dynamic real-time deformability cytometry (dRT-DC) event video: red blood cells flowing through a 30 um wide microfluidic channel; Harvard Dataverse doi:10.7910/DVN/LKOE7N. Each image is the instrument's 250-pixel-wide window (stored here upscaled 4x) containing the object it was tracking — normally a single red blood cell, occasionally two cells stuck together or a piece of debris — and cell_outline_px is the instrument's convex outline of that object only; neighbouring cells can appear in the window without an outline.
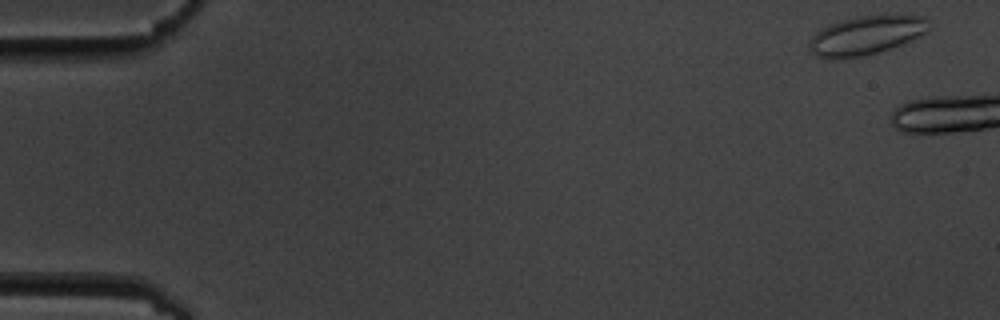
{"species": "common noctule bat (a hibernating species)", "species_latin": "Nyctalus noctula", "temperature_condition": "cold", "stored_images_in_passage": 3, "camera_frame_rate_fps": 3000, "um_per_image_px": 0.085, "animal": {"sex": "male", "body_mass_g": 19.5, "forearm_length_mm": 54.6}, "frame": {"image": 1, "passage_image": 1, "time_ms": 0.0, "image_size_px": [1000, 320], "cell_outline_px": [[932, 28], [928, 32], [920, 36], [880, 52], [860, 56], [816, 56], [808, 48], [808, 44], [812, 36], [816, 32], [828, 24], [856, 16], [920, 16], [928, 20]], "centroid_in_image_um": [73.65, 2.98], "position_along_channel_um": 11.3, "area_um2": 26.41}}